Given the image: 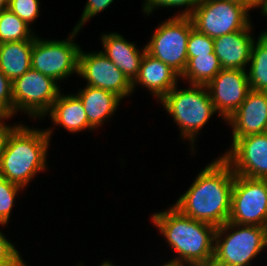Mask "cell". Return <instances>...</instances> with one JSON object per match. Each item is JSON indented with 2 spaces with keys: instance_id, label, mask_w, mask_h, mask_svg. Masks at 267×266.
<instances>
[{
  "instance_id": "cell-1",
  "label": "cell",
  "mask_w": 267,
  "mask_h": 266,
  "mask_svg": "<svg viewBox=\"0 0 267 266\" xmlns=\"http://www.w3.org/2000/svg\"><path fill=\"white\" fill-rule=\"evenodd\" d=\"M234 176L231 166L221 156L198 173L173 206L192 219L220 227L230 216Z\"/></svg>"
},
{
  "instance_id": "cell-2",
  "label": "cell",
  "mask_w": 267,
  "mask_h": 266,
  "mask_svg": "<svg viewBox=\"0 0 267 266\" xmlns=\"http://www.w3.org/2000/svg\"><path fill=\"white\" fill-rule=\"evenodd\" d=\"M152 223L174 252L170 261L182 266H211L216 227L182 214L174 206L154 213Z\"/></svg>"
},
{
  "instance_id": "cell-3",
  "label": "cell",
  "mask_w": 267,
  "mask_h": 266,
  "mask_svg": "<svg viewBox=\"0 0 267 266\" xmlns=\"http://www.w3.org/2000/svg\"><path fill=\"white\" fill-rule=\"evenodd\" d=\"M52 129H33L23 124L8 136L0 154V175L8 181L26 187L34 175L46 170V158Z\"/></svg>"
},
{
  "instance_id": "cell-4",
  "label": "cell",
  "mask_w": 267,
  "mask_h": 266,
  "mask_svg": "<svg viewBox=\"0 0 267 266\" xmlns=\"http://www.w3.org/2000/svg\"><path fill=\"white\" fill-rule=\"evenodd\" d=\"M266 240L267 227L227 221L216 228L211 266H249L267 248Z\"/></svg>"
},
{
  "instance_id": "cell-5",
  "label": "cell",
  "mask_w": 267,
  "mask_h": 266,
  "mask_svg": "<svg viewBox=\"0 0 267 266\" xmlns=\"http://www.w3.org/2000/svg\"><path fill=\"white\" fill-rule=\"evenodd\" d=\"M187 89H177V85L159 102L179 126L182 138L188 139L195 151L194 142L201 130L216 110L210 99L206 85H190Z\"/></svg>"
},
{
  "instance_id": "cell-6",
  "label": "cell",
  "mask_w": 267,
  "mask_h": 266,
  "mask_svg": "<svg viewBox=\"0 0 267 266\" xmlns=\"http://www.w3.org/2000/svg\"><path fill=\"white\" fill-rule=\"evenodd\" d=\"M79 31L73 29L66 40H42L36 36L31 51V68L59 82L73 73L78 75L81 48L73 38Z\"/></svg>"
},
{
  "instance_id": "cell-7",
  "label": "cell",
  "mask_w": 267,
  "mask_h": 266,
  "mask_svg": "<svg viewBox=\"0 0 267 266\" xmlns=\"http://www.w3.org/2000/svg\"><path fill=\"white\" fill-rule=\"evenodd\" d=\"M193 28L190 17H170L156 28L145 46L146 52L181 75L187 64V42Z\"/></svg>"
},
{
  "instance_id": "cell-8",
  "label": "cell",
  "mask_w": 267,
  "mask_h": 266,
  "mask_svg": "<svg viewBox=\"0 0 267 266\" xmlns=\"http://www.w3.org/2000/svg\"><path fill=\"white\" fill-rule=\"evenodd\" d=\"M60 92L57 81L30 68L12 81L13 117L23 111L33 118H43Z\"/></svg>"
},
{
  "instance_id": "cell-9",
  "label": "cell",
  "mask_w": 267,
  "mask_h": 266,
  "mask_svg": "<svg viewBox=\"0 0 267 266\" xmlns=\"http://www.w3.org/2000/svg\"><path fill=\"white\" fill-rule=\"evenodd\" d=\"M194 28L210 38L247 28L249 11L227 0H200L190 16Z\"/></svg>"
},
{
  "instance_id": "cell-10",
  "label": "cell",
  "mask_w": 267,
  "mask_h": 266,
  "mask_svg": "<svg viewBox=\"0 0 267 266\" xmlns=\"http://www.w3.org/2000/svg\"><path fill=\"white\" fill-rule=\"evenodd\" d=\"M228 221L267 227V179L234 176Z\"/></svg>"
},
{
  "instance_id": "cell-11",
  "label": "cell",
  "mask_w": 267,
  "mask_h": 266,
  "mask_svg": "<svg viewBox=\"0 0 267 266\" xmlns=\"http://www.w3.org/2000/svg\"><path fill=\"white\" fill-rule=\"evenodd\" d=\"M230 150L222 157L229 163L234 174L267 179V132L233 138Z\"/></svg>"
},
{
  "instance_id": "cell-12",
  "label": "cell",
  "mask_w": 267,
  "mask_h": 266,
  "mask_svg": "<svg viewBox=\"0 0 267 266\" xmlns=\"http://www.w3.org/2000/svg\"><path fill=\"white\" fill-rule=\"evenodd\" d=\"M78 75L87 81V86L110 91L121 99L133 93L132 83L101 52L85 53L80 49Z\"/></svg>"
},
{
  "instance_id": "cell-13",
  "label": "cell",
  "mask_w": 267,
  "mask_h": 266,
  "mask_svg": "<svg viewBox=\"0 0 267 266\" xmlns=\"http://www.w3.org/2000/svg\"><path fill=\"white\" fill-rule=\"evenodd\" d=\"M216 112L225 121L245 100L250 91L246 70L222 69L207 85Z\"/></svg>"
},
{
  "instance_id": "cell-14",
  "label": "cell",
  "mask_w": 267,
  "mask_h": 266,
  "mask_svg": "<svg viewBox=\"0 0 267 266\" xmlns=\"http://www.w3.org/2000/svg\"><path fill=\"white\" fill-rule=\"evenodd\" d=\"M226 122L231 125L232 138L267 132V92L250 90L239 108Z\"/></svg>"
},
{
  "instance_id": "cell-15",
  "label": "cell",
  "mask_w": 267,
  "mask_h": 266,
  "mask_svg": "<svg viewBox=\"0 0 267 266\" xmlns=\"http://www.w3.org/2000/svg\"><path fill=\"white\" fill-rule=\"evenodd\" d=\"M251 27L250 24L241 31L213 38L214 53L218 57L222 69H246L255 39L250 33Z\"/></svg>"
},
{
  "instance_id": "cell-16",
  "label": "cell",
  "mask_w": 267,
  "mask_h": 266,
  "mask_svg": "<svg viewBox=\"0 0 267 266\" xmlns=\"http://www.w3.org/2000/svg\"><path fill=\"white\" fill-rule=\"evenodd\" d=\"M103 53L118 67L128 80L133 83L140 71V64L146 52V47L141 51L135 43L128 42L119 33H107L101 36Z\"/></svg>"
},
{
  "instance_id": "cell-17",
  "label": "cell",
  "mask_w": 267,
  "mask_h": 266,
  "mask_svg": "<svg viewBox=\"0 0 267 266\" xmlns=\"http://www.w3.org/2000/svg\"><path fill=\"white\" fill-rule=\"evenodd\" d=\"M179 78L180 75L169 65L145 52L132 91L138 84L143 85L160 101L178 84Z\"/></svg>"
},
{
  "instance_id": "cell-18",
  "label": "cell",
  "mask_w": 267,
  "mask_h": 266,
  "mask_svg": "<svg viewBox=\"0 0 267 266\" xmlns=\"http://www.w3.org/2000/svg\"><path fill=\"white\" fill-rule=\"evenodd\" d=\"M59 94L50 110L45 114L49 115L53 124L67 129L70 133H78L89 129L94 130L87 120V115L81 99L74 94Z\"/></svg>"
},
{
  "instance_id": "cell-19",
  "label": "cell",
  "mask_w": 267,
  "mask_h": 266,
  "mask_svg": "<svg viewBox=\"0 0 267 266\" xmlns=\"http://www.w3.org/2000/svg\"><path fill=\"white\" fill-rule=\"evenodd\" d=\"M76 95L81 99L88 124L94 130L101 126L105 119L113 116L122 100L110 91L87 85L80 89Z\"/></svg>"
},
{
  "instance_id": "cell-20",
  "label": "cell",
  "mask_w": 267,
  "mask_h": 266,
  "mask_svg": "<svg viewBox=\"0 0 267 266\" xmlns=\"http://www.w3.org/2000/svg\"><path fill=\"white\" fill-rule=\"evenodd\" d=\"M33 41L0 43V70L9 80L13 81L31 68Z\"/></svg>"
},
{
  "instance_id": "cell-21",
  "label": "cell",
  "mask_w": 267,
  "mask_h": 266,
  "mask_svg": "<svg viewBox=\"0 0 267 266\" xmlns=\"http://www.w3.org/2000/svg\"><path fill=\"white\" fill-rule=\"evenodd\" d=\"M253 42L247 78L250 90L267 92V31Z\"/></svg>"
},
{
  "instance_id": "cell-22",
  "label": "cell",
  "mask_w": 267,
  "mask_h": 266,
  "mask_svg": "<svg viewBox=\"0 0 267 266\" xmlns=\"http://www.w3.org/2000/svg\"><path fill=\"white\" fill-rule=\"evenodd\" d=\"M221 70L219 59L213 52L187 58L186 67L180 77L190 81V85H207Z\"/></svg>"
},
{
  "instance_id": "cell-23",
  "label": "cell",
  "mask_w": 267,
  "mask_h": 266,
  "mask_svg": "<svg viewBox=\"0 0 267 266\" xmlns=\"http://www.w3.org/2000/svg\"><path fill=\"white\" fill-rule=\"evenodd\" d=\"M30 26L9 9L0 13V43L35 39Z\"/></svg>"
},
{
  "instance_id": "cell-24",
  "label": "cell",
  "mask_w": 267,
  "mask_h": 266,
  "mask_svg": "<svg viewBox=\"0 0 267 266\" xmlns=\"http://www.w3.org/2000/svg\"><path fill=\"white\" fill-rule=\"evenodd\" d=\"M24 190L18 184L8 181L0 175V225L9 222L11 210L14 206L15 197L19 191Z\"/></svg>"
},
{
  "instance_id": "cell-25",
  "label": "cell",
  "mask_w": 267,
  "mask_h": 266,
  "mask_svg": "<svg viewBox=\"0 0 267 266\" xmlns=\"http://www.w3.org/2000/svg\"><path fill=\"white\" fill-rule=\"evenodd\" d=\"M200 3V0H145L143 3V12L151 15L154 9L160 7H185V10L175 15V17H190Z\"/></svg>"
},
{
  "instance_id": "cell-26",
  "label": "cell",
  "mask_w": 267,
  "mask_h": 266,
  "mask_svg": "<svg viewBox=\"0 0 267 266\" xmlns=\"http://www.w3.org/2000/svg\"><path fill=\"white\" fill-rule=\"evenodd\" d=\"M214 52V41L206 34L198 32L195 28L190 31L187 42V58L198 55H208Z\"/></svg>"
},
{
  "instance_id": "cell-27",
  "label": "cell",
  "mask_w": 267,
  "mask_h": 266,
  "mask_svg": "<svg viewBox=\"0 0 267 266\" xmlns=\"http://www.w3.org/2000/svg\"><path fill=\"white\" fill-rule=\"evenodd\" d=\"M39 0H8V9L29 26L39 16Z\"/></svg>"
},
{
  "instance_id": "cell-28",
  "label": "cell",
  "mask_w": 267,
  "mask_h": 266,
  "mask_svg": "<svg viewBox=\"0 0 267 266\" xmlns=\"http://www.w3.org/2000/svg\"><path fill=\"white\" fill-rule=\"evenodd\" d=\"M0 266H27L19 251L0 231Z\"/></svg>"
},
{
  "instance_id": "cell-29",
  "label": "cell",
  "mask_w": 267,
  "mask_h": 266,
  "mask_svg": "<svg viewBox=\"0 0 267 266\" xmlns=\"http://www.w3.org/2000/svg\"><path fill=\"white\" fill-rule=\"evenodd\" d=\"M0 115L13 116L12 81L0 70Z\"/></svg>"
},
{
  "instance_id": "cell-30",
  "label": "cell",
  "mask_w": 267,
  "mask_h": 266,
  "mask_svg": "<svg viewBox=\"0 0 267 266\" xmlns=\"http://www.w3.org/2000/svg\"><path fill=\"white\" fill-rule=\"evenodd\" d=\"M112 2H114V0H87L81 19L76 26H74V29H82L89 19L93 18V16L97 15L99 12L104 11Z\"/></svg>"
},
{
  "instance_id": "cell-31",
  "label": "cell",
  "mask_w": 267,
  "mask_h": 266,
  "mask_svg": "<svg viewBox=\"0 0 267 266\" xmlns=\"http://www.w3.org/2000/svg\"><path fill=\"white\" fill-rule=\"evenodd\" d=\"M10 118H12L11 115H0V154L5 149L8 136L18 126L16 124L15 126H10L9 124H5V122H2L5 119H10Z\"/></svg>"
},
{
  "instance_id": "cell-32",
  "label": "cell",
  "mask_w": 267,
  "mask_h": 266,
  "mask_svg": "<svg viewBox=\"0 0 267 266\" xmlns=\"http://www.w3.org/2000/svg\"><path fill=\"white\" fill-rule=\"evenodd\" d=\"M227 1L243 6L248 11L256 7H261V0H227Z\"/></svg>"
},
{
  "instance_id": "cell-33",
  "label": "cell",
  "mask_w": 267,
  "mask_h": 266,
  "mask_svg": "<svg viewBox=\"0 0 267 266\" xmlns=\"http://www.w3.org/2000/svg\"><path fill=\"white\" fill-rule=\"evenodd\" d=\"M8 9V0H0V13Z\"/></svg>"
},
{
  "instance_id": "cell-34",
  "label": "cell",
  "mask_w": 267,
  "mask_h": 266,
  "mask_svg": "<svg viewBox=\"0 0 267 266\" xmlns=\"http://www.w3.org/2000/svg\"><path fill=\"white\" fill-rule=\"evenodd\" d=\"M262 14L267 17V0H261Z\"/></svg>"
},
{
  "instance_id": "cell-35",
  "label": "cell",
  "mask_w": 267,
  "mask_h": 266,
  "mask_svg": "<svg viewBox=\"0 0 267 266\" xmlns=\"http://www.w3.org/2000/svg\"><path fill=\"white\" fill-rule=\"evenodd\" d=\"M161 266H182V265H179L178 263H175L173 261H168L167 263Z\"/></svg>"
},
{
  "instance_id": "cell-36",
  "label": "cell",
  "mask_w": 267,
  "mask_h": 266,
  "mask_svg": "<svg viewBox=\"0 0 267 266\" xmlns=\"http://www.w3.org/2000/svg\"><path fill=\"white\" fill-rule=\"evenodd\" d=\"M78 266H82V265H78ZM100 266H116V265H113V263H111L110 261H104L102 264H100Z\"/></svg>"
}]
</instances>
